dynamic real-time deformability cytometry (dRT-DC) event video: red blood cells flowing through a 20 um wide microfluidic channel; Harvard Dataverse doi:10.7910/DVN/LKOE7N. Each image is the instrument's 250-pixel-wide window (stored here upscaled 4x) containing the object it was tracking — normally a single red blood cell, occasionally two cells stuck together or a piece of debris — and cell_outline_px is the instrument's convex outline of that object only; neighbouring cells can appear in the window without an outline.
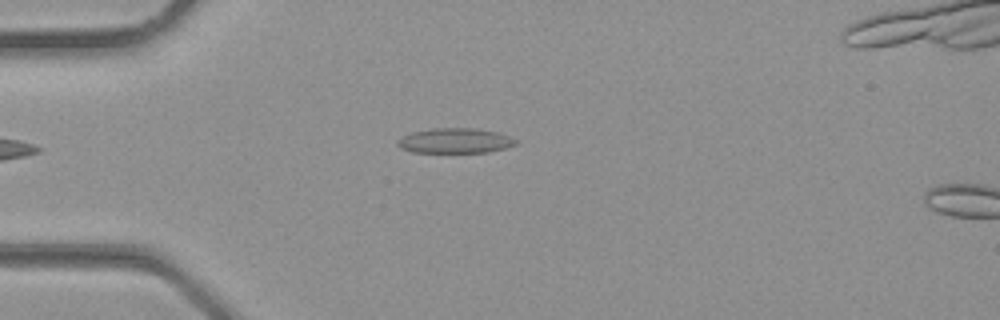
{"species": "common noctule bat (a hibernating species)", "species_latin": "Nyctalus noctula", "temperature_condition": "room temperature", "stored_images_in_passage": 4, "camera_frame_rate_fps": 3000, "um_per_image_px": 0.085, "animal": {"sex": "male", "body_mass_g": 23.1, "forearm_length_mm": 52.7}, "frame": {"image": 1, "passage_image": 3, "time_ms": 0.667, "image_size_px": [1000, 320], "cell_outline_px": [[520, 140], [516, 144], [504, 148], [488, 152], [412, 152], [400, 148], [396, 144], [396, 140], [412, 132], [432, 128], [476, 128], [496, 132]], "centroid_in_image_um": [38.67, 11.96], "position_along_channel_um": 46.3, "area_um2": 17.22}}